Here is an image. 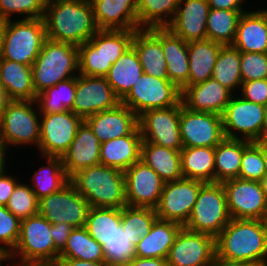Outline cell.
<instances>
[{"instance_id": "60d3db41", "label": "cell", "mask_w": 267, "mask_h": 266, "mask_svg": "<svg viewBox=\"0 0 267 266\" xmlns=\"http://www.w3.org/2000/svg\"><path fill=\"white\" fill-rule=\"evenodd\" d=\"M76 92V77L58 82L37 94L36 104L40 113L54 114L72 111Z\"/></svg>"}, {"instance_id": "5b68a950", "label": "cell", "mask_w": 267, "mask_h": 266, "mask_svg": "<svg viewBox=\"0 0 267 266\" xmlns=\"http://www.w3.org/2000/svg\"><path fill=\"white\" fill-rule=\"evenodd\" d=\"M40 115L35 100H12L9 103L1 117L2 140L9 151L10 148L23 150L28 146L38 150Z\"/></svg>"}, {"instance_id": "3957f363", "label": "cell", "mask_w": 267, "mask_h": 266, "mask_svg": "<svg viewBox=\"0 0 267 266\" xmlns=\"http://www.w3.org/2000/svg\"><path fill=\"white\" fill-rule=\"evenodd\" d=\"M70 182L91 207L123 208L127 205L124 172L102 164L82 169Z\"/></svg>"}, {"instance_id": "277c9868", "label": "cell", "mask_w": 267, "mask_h": 266, "mask_svg": "<svg viewBox=\"0 0 267 266\" xmlns=\"http://www.w3.org/2000/svg\"><path fill=\"white\" fill-rule=\"evenodd\" d=\"M32 74L36 94L58 82L77 77L78 46L47 38L32 65Z\"/></svg>"}, {"instance_id": "f5cc1de1", "label": "cell", "mask_w": 267, "mask_h": 266, "mask_svg": "<svg viewBox=\"0 0 267 266\" xmlns=\"http://www.w3.org/2000/svg\"><path fill=\"white\" fill-rule=\"evenodd\" d=\"M238 94L248 101L267 106V79L242 82Z\"/></svg>"}, {"instance_id": "7a4b0ae2", "label": "cell", "mask_w": 267, "mask_h": 266, "mask_svg": "<svg viewBox=\"0 0 267 266\" xmlns=\"http://www.w3.org/2000/svg\"><path fill=\"white\" fill-rule=\"evenodd\" d=\"M216 256L267 266L266 220L233 219L215 238Z\"/></svg>"}, {"instance_id": "f6af8a7d", "label": "cell", "mask_w": 267, "mask_h": 266, "mask_svg": "<svg viewBox=\"0 0 267 266\" xmlns=\"http://www.w3.org/2000/svg\"><path fill=\"white\" fill-rule=\"evenodd\" d=\"M25 180L17 183L6 205L9 212L20 220L38 214V199L28 184V179Z\"/></svg>"}, {"instance_id": "91938a15", "label": "cell", "mask_w": 267, "mask_h": 266, "mask_svg": "<svg viewBox=\"0 0 267 266\" xmlns=\"http://www.w3.org/2000/svg\"><path fill=\"white\" fill-rule=\"evenodd\" d=\"M210 266H259V265L247 262L229 261L215 255Z\"/></svg>"}, {"instance_id": "484cf974", "label": "cell", "mask_w": 267, "mask_h": 266, "mask_svg": "<svg viewBox=\"0 0 267 266\" xmlns=\"http://www.w3.org/2000/svg\"><path fill=\"white\" fill-rule=\"evenodd\" d=\"M249 7L239 18L232 45L240 52L267 53V19L259 8Z\"/></svg>"}, {"instance_id": "2644e50d", "label": "cell", "mask_w": 267, "mask_h": 266, "mask_svg": "<svg viewBox=\"0 0 267 266\" xmlns=\"http://www.w3.org/2000/svg\"><path fill=\"white\" fill-rule=\"evenodd\" d=\"M259 9L264 13V15L267 19V7L265 6V8L263 7L262 9L259 7Z\"/></svg>"}, {"instance_id": "52a82bcc", "label": "cell", "mask_w": 267, "mask_h": 266, "mask_svg": "<svg viewBox=\"0 0 267 266\" xmlns=\"http://www.w3.org/2000/svg\"><path fill=\"white\" fill-rule=\"evenodd\" d=\"M51 224L39 213L20 222V234L13 252L5 262H56Z\"/></svg>"}, {"instance_id": "7dc6e473", "label": "cell", "mask_w": 267, "mask_h": 266, "mask_svg": "<svg viewBox=\"0 0 267 266\" xmlns=\"http://www.w3.org/2000/svg\"><path fill=\"white\" fill-rule=\"evenodd\" d=\"M265 176V164L261 148L255 142L243 140V156L239 179L261 182Z\"/></svg>"}, {"instance_id": "e575fe53", "label": "cell", "mask_w": 267, "mask_h": 266, "mask_svg": "<svg viewBox=\"0 0 267 266\" xmlns=\"http://www.w3.org/2000/svg\"><path fill=\"white\" fill-rule=\"evenodd\" d=\"M180 155L183 178L214 182L215 147H183Z\"/></svg>"}, {"instance_id": "e0dca14e", "label": "cell", "mask_w": 267, "mask_h": 266, "mask_svg": "<svg viewBox=\"0 0 267 266\" xmlns=\"http://www.w3.org/2000/svg\"><path fill=\"white\" fill-rule=\"evenodd\" d=\"M121 100L105 77L78 74L72 111L85 120L96 113L117 107Z\"/></svg>"}, {"instance_id": "ffe728a7", "label": "cell", "mask_w": 267, "mask_h": 266, "mask_svg": "<svg viewBox=\"0 0 267 266\" xmlns=\"http://www.w3.org/2000/svg\"><path fill=\"white\" fill-rule=\"evenodd\" d=\"M180 90L181 102L187 109L220 116L234 95L228 88L212 78L199 84L183 86Z\"/></svg>"}, {"instance_id": "9f6ffc18", "label": "cell", "mask_w": 267, "mask_h": 266, "mask_svg": "<svg viewBox=\"0 0 267 266\" xmlns=\"http://www.w3.org/2000/svg\"><path fill=\"white\" fill-rule=\"evenodd\" d=\"M210 8L212 9H224L231 11H246L247 0H207ZM245 6V7H244Z\"/></svg>"}, {"instance_id": "db71d44e", "label": "cell", "mask_w": 267, "mask_h": 266, "mask_svg": "<svg viewBox=\"0 0 267 266\" xmlns=\"http://www.w3.org/2000/svg\"><path fill=\"white\" fill-rule=\"evenodd\" d=\"M8 169L0 175V205L6 206L17 183L21 180ZM11 173V174H10Z\"/></svg>"}, {"instance_id": "681fc988", "label": "cell", "mask_w": 267, "mask_h": 266, "mask_svg": "<svg viewBox=\"0 0 267 266\" xmlns=\"http://www.w3.org/2000/svg\"><path fill=\"white\" fill-rule=\"evenodd\" d=\"M21 220L0 205V256L5 260L14 250L20 234Z\"/></svg>"}, {"instance_id": "be15d7a7", "label": "cell", "mask_w": 267, "mask_h": 266, "mask_svg": "<svg viewBox=\"0 0 267 266\" xmlns=\"http://www.w3.org/2000/svg\"><path fill=\"white\" fill-rule=\"evenodd\" d=\"M4 264L5 266H58L56 262H5Z\"/></svg>"}, {"instance_id": "f546056e", "label": "cell", "mask_w": 267, "mask_h": 266, "mask_svg": "<svg viewBox=\"0 0 267 266\" xmlns=\"http://www.w3.org/2000/svg\"><path fill=\"white\" fill-rule=\"evenodd\" d=\"M222 46L209 39L188 42L189 80L184 86L199 84L212 77Z\"/></svg>"}, {"instance_id": "816d5d0a", "label": "cell", "mask_w": 267, "mask_h": 266, "mask_svg": "<svg viewBox=\"0 0 267 266\" xmlns=\"http://www.w3.org/2000/svg\"><path fill=\"white\" fill-rule=\"evenodd\" d=\"M242 82L267 79V53L241 52Z\"/></svg>"}, {"instance_id": "ee69618b", "label": "cell", "mask_w": 267, "mask_h": 266, "mask_svg": "<svg viewBox=\"0 0 267 266\" xmlns=\"http://www.w3.org/2000/svg\"><path fill=\"white\" fill-rule=\"evenodd\" d=\"M157 218L154 208L126 205L122 208V231L129 236L131 243L136 246L140 238L150 232Z\"/></svg>"}, {"instance_id": "4dcf8cb0", "label": "cell", "mask_w": 267, "mask_h": 266, "mask_svg": "<svg viewBox=\"0 0 267 266\" xmlns=\"http://www.w3.org/2000/svg\"><path fill=\"white\" fill-rule=\"evenodd\" d=\"M0 82L12 100H36L32 66L1 59Z\"/></svg>"}, {"instance_id": "d4e9b609", "label": "cell", "mask_w": 267, "mask_h": 266, "mask_svg": "<svg viewBox=\"0 0 267 266\" xmlns=\"http://www.w3.org/2000/svg\"><path fill=\"white\" fill-rule=\"evenodd\" d=\"M143 72L160 79H168L166 60L161 44V28L138 29L132 38Z\"/></svg>"}, {"instance_id": "d6a6232c", "label": "cell", "mask_w": 267, "mask_h": 266, "mask_svg": "<svg viewBox=\"0 0 267 266\" xmlns=\"http://www.w3.org/2000/svg\"><path fill=\"white\" fill-rule=\"evenodd\" d=\"M43 159L45 165H37L38 169L33 170L32 176H29L30 187L39 200L62 189L70 182L66 170L63 167L61 157L38 155Z\"/></svg>"}, {"instance_id": "83f0119b", "label": "cell", "mask_w": 267, "mask_h": 266, "mask_svg": "<svg viewBox=\"0 0 267 266\" xmlns=\"http://www.w3.org/2000/svg\"><path fill=\"white\" fill-rule=\"evenodd\" d=\"M182 227L179 223L157 218L150 232L136 244L134 257L166 259Z\"/></svg>"}, {"instance_id": "11a10c76", "label": "cell", "mask_w": 267, "mask_h": 266, "mask_svg": "<svg viewBox=\"0 0 267 266\" xmlns=\"http://www.w3.org/2000/svg\"><path fill=\"white\" fill-rule=\"evenodd\" d=\"M73 227L67 223L51 224V236L54 241V247L61 252L67 244L68 237Z\"/></svg>"}, {"instance_id": "cb8c5ba5", "label": "cell", "mask_w": 267, "mask_h": 266, "mask_svg": "<svg viewBox=\"0 0 267 266\" xmlns=\"http://www.w3.org/2000/svg\"><path fill=\"white\" fill-rule=\"evenodd\" d=\"M101 143L89 125L83 121L77 134L62 156L63 167L69 178L78 171L100 164Z\"/></svg>"}, {"instance_id": "7bdbcfd3", "label": "cell", "mask_w": 267, "mask_h": 266, "mask_svg": "<svg viewBox=\"0 0 267 266\" xmlns=\"http://www.w3.org/2000/svg\"><path fill=\"white\" fill-rule=\"evenodd\" d=\"M243 12L246 11L210 8L206 24V39L223 45H232L236 38L238 21Z\"/></svg>"}, {"instance_id": "44dd1931", "label": "cell", "mask_w": 267, "mask_h": 266, "mask_svg": "<svg viewBox=\"0 0 267 266\" xmlns=\"http://www.w3.org/2000/svg\"><path fill=\"white\" fill-rule=\"evenodd\" d=\"M209 11L207 0H182L172 22L166 28L187 43L204 40Z\"/></svg>"}, {"instance_id": "8c879c8a", "label": "cell", "mask_w": 267, "mask_h": 266, "mask_svg": "<svg viewBox=\"0 0 267 266\" xmlns=\"http://www.w3.org/2000/svg\"><path fill=\"white\" fill-rule=\"evenodd\" d=\"M5 260L0 256V266H5Z\"/></svg>"}, {"instance_id": "8992f818", "label": "cell", "mask_w": 267, "mask_h": 266, "mask_svg": "<svg viewBox=\"0 0 267 266\" xmlns=\"http://www.w3.org/2000/svg\"><path fill=\"white\" fill-rule=\"evenodd\" d=\"M224 188L221 183H205L197 196L184 228L216 238L230 222Z\"/></svg>"}, {"instance_id": "9a60e30c", "label": "cell", "mask_w": 267, "mask_h": 266, "mask_svg": "<svg viewBox=\"0 0 267 266\" xmlns=\"http://www.w3.org/2000/svg\"><path fill=\"white\" fill-rule=\"evenodd\" d=\"M204 184L200 180L188 178L165 182L159 203L155 208L157 217L184 226L191 215L200 188Z\"/></svg>"}, {"instance_id": "603a6c76", "label": "cell", "mask_w": 267, "mask_h": 266, "mask_svg": "<svg viewBox=\"0 0 267 266\" xmlns=\"http://www.w3.org/2000/svg\"><path fill=\"white\" fill-rule=\"evenodd\" d=\"M99 30H138L137 0H90Z\"/></svg>"}, {"instance_id": "680465c9", "label": "cell", "mask_w": 267, "mask_h": 266, "mask_svg": "<svg viewBox=\"0 0 267 266\" xmlns=\"http://www.w3.org/2000/svg\"><path fill=\"white\" fill-rule=\"evenodd\" d=\"M56 263L58 266H108L106 262H89L70 258H58Z\"/></svg>"}, {"instance_id": "a7ac6f4b", "label": "cell", "mask_w": 267, "mask_h": 266, "mask_svg": "<svg viewBox=\"0 0 267 266\" xmlns=\"http://www.w3.org/2000/svg\"><path fill=\"white\" fill-rule=\"evenodd\" d=\"M261 183H262V187H263V191H264L265 197L267 199V179H262Z\"/></svg>"}, {"instance_id": "f1b7e54d", "label": "cell", "mask_w": 267, "mask_h": 266, "mask_svg": "<svg viewBox=\"0 0 267 266\" xmlns=\"http://www.w3.org/2000/svg\"><path fill=\"white\" fill-rule=\"evenodd\" d=\"M161 44L168 79L181 89L189 80L188 43L165 27L161 28Z\"/></svg>"}, {"instance_id": "c3c4849f", "label": "cell", "mask_w": 267, "mask_h": 266, "mask_svg": "<svg viewBox=\"0 0 267 266\" xmlns=\"http://www.w3.org/2000/svg\"><path fill=\"white\" fill-rule=\"evenodd\" d=\"M103 248L108 266H125L134 257L135 246L129 240V236L122 231V226Z\"/></svg>"}, {"instance_id": "8d00e7d4", "label": "cell", "mask_w": 267, "mask_h": 266, "mask_svg": "<svg viewBox=\"0 0 267 266\" xmlns=\"http://www.w3.org/2000/svg\"><path fill=\"white\" fill-rule=\"evenodd\" d=\"M58 258L106 262L103 246L89 235L85 226L72 229L67 244Z\"/></svg>"}, {"instance_id": "7402d4cb", "label": "cell", "mask_w": 267, "mask_h": 266, "mask_svg": "<svg viewBox=\"0 0 267 266\" xmlns=\"http://www.w3.org/2000/svg\"><path fill=\"white\" fill-rule=\"evenodd\" d=\"M100 143L121 138L133 133L138 126V116L127 106L117 107L96 113L84 120Z\"/></svg>"}, {"instance_id": "9c48e42d", "label": "cell", "mask_w": 267, "mask_h": 266, "mask_svg": "<svg viewBox=\"0 0 267 266\" xmlns=\"http://www.w3.org/2000/svg\"><path fill=\"white\" fill-rule=\"evenodd\" d=\"M267 106L234 94L222 114L226 138L256 142L262 139Z\"/></svg>"}, {"instance_id": "94428289", "label": "cell", "mask_w": 267, "mask_h": 266, "mask_svg": "<svg viewBox=\"0 0 267 266\" xmlns=\"http://www.w3.org/2000/svg\"><path fill=\"white\" fill-rule=\"evenodd\" d=\"M10 153L11 152L6 148L4 144H0V175L4 173L8 167H12L8 165V159H11L8 157Z\"/></svg>"}, {"instance_id": "6f0895ef", "label": "cell", "mask_w": 267, "mask_h": 266, "mask_svg": "<svg viewBox=\"0 0 267 266\" xmlns=\"http://www.w3.org/2000/svg\"><path fill=\"white\" fill-rule=\"evenodd\" d=\"M125 266H169L166 259L133 257Z\"/></svg>"}, {"instance_id": "89a4df30", "label": "cell", "mask_w": 267, "mask_h": 266, "mask_svg": "<svg viewBox=\"0 0 267 266\" xmlns=\"http://www.w3.org/2000/svg\"><path fill=\"white\" fill-rule=\"evenodd\" d=\"M0 144H4L2 140V127H1V118H0Z\"/></svg>"}, {"instance_id": "d590c367", "label": "cell", "mask_w": 267, "mask_h": 266, "mask_svg": "<svg viewBox=\"0 0 267 266\" xmlns=\"http://www.w3.org/2000/svg\"><path fill=\"white\" fill-rule=\"evenodd\" d=\"M243 156V140L224 138L215 147L214 182L238 178Z\"/></svg>"}, {"instance_id": "003e7915", "label": "cell", "mask_w": 267, "mask_h": 266, "mask_svg": "<svg viewBox=\"0 0 267 266\" xmlns=\"http://www.w3.org/2000/svg\"><path fill=\"white\" fill-rule=\"evenodd\" d=\"M262 139L267 140V111H266L265 125H264L263 133H262Z\"/></svg>"}, {"instance_id": "6da1fadb", "label": "cell", "mask_w": 267, "mask_h": 266, "mask_svg": "<svg viewBox=\"0 0 267 266\" xmlns=\"http://www.w3.org/2000/svg\"><path fill=\"white\" fill-rule=\"evenodd\" d=\"M43 21L49 40L79 46L99 30L90 0H57L45 4Z\"/></svg>"}, {"instance_id": "b9f144b4", "label": "cell", "mask_w": 267, "mask_h": 266, "mask_svg": "<svg viewBox=\"0 0 267 266\" xmlns=\"http://www.w3.org/2000/svg\"><path fill=\"white\" fill-rule=\"evenodd\" d=\"M121 208L91 207L86 219L85 228L89 235L104 246L121 226Z\"/></svg>"}, {"instance_id": "836d02e7", "label": "cell", "mask_w": 267, "mask_h": 266, "mask_svg": "<svg viewBox=\"0 0 267 266\" xmlns=\"http://www.w3.org/2000/svg\"><path fill=\"white\" fill-rule=\"evenodd\" d=\"M143 73L137 52L131 46L112 64L105 78L116 96L122 100Z\"/></svg>"}, {"instance_id": "1f68e13d", "label": "cell", "mask_w": 267, "mask_h": 266, "mask_svg": "<svg viewBox=\"0 0 267 266\" xmlns=\"http://www.w3.org/2000/svg\"><path fill=\"white\" fill-rule=\"evenodd\" d=\"M140 160L153 169L164 182L183 178L178 150L142 141Z\"/></svg>"}, {"instance_id": "4316f807", "label": "cell", "mask_w": 267, "mask_h": 266, "mask_svg": "<svg viewBox=\"0 0 267 266\" xmlns=\"http://www.w3.org/2000/svg\"><path fill=\"white\" fill-rule=\"evenodd\" d=\"M142 136L139 127L131 134L100 146V164L125 171L140 160Z\"/></svg>"}, {"instance_id": "bcb514c9", "label": "cell", "mask_w": 267, "mask_h": 266, "mask_svg": "<svg viewBox=\"0 0 267 266\" xmlns=\"http://www.w3.org/2000/svg\"><path fill=\"white\" fill-rule=\"evenodd\" d=\"M44 10L42 0H0L1 21L43 18Z\"/></svg>"}, {"instance_id": "ab89813d", "label": "cell", "mask_w": 267, "mask_h": 266, "mask_svg": "<svg viewBox=\"0 0 267 266\" xmlns=\"http://www.w3.org/2000/svg\"><path fill=\"white\" fill-rule=\"evenodd\" d=\"M79 74L105 77L110 67H105L104 30H98L90 40L78 46Z\"/></svg>"}, {"instance_id": "e7e4bbea", "label": "cell", "mask_w": 267, "mask_h": 266, "mask_svg": "<svg viewBox=\"0 0 267 266\" xmlns=\"http://www.w3.org/2000/svg\"><path fill=\"white\" fill-rule=\"evenodd\" d=\"M255 143L261 148L265 164V176L263 179H267V140L261 139Z\"/></svg>"}, {"instance_id": "6125c7cd", "label": "cell", "mask_w": 267, "mask_h": 266, "mask_svg": "<svg viewBox=\"0 0 267 266\" xmlns=\"http://www.w3.org/2000/svg\"><path fill=\"white\" fill-rule=\"evenodd\" d=\"M11 101L12 99L9 97L6 89L0 82V118Z\"/></svg>"}, {"instance_id": "74e56055", "label": "cell", "mask_w": 267, "mask_h": 266, "mask_svg": "<svg viewBox=\"0 0 267 266\" xmlns=\"http://www.w3.org/2000/svg\"><path fill=\"white\" fill-rule=\"evenodd\" d=\"M182 0H137L138 29L165 28Z\"/></svg>"}, {"instance_id": "2e32d148", "label": "cell", "mask_w": 267, "mask_h": 266, "mask_svg": "<svg viewBox=\"0 0 267 266\" xmlns=\"http://www.w3.org/2000/svg\"><path fill=\"white\" fill-rule=\"evenodd\" d=\"M179 126L183 147H216L225 138L222 116L191 111L181 101Z\"/></svg>"}, {"instance_id": "f35d334b", "label": "cell", "mask_w": 267, "mask_h": 266, "mask_svg": "<svg viewBox=\"0 0 267 266\" xmlns=\"http://www.w3.org/2000/svg\"><path fill=\"white\" fill-rule=\"evenodd\" d=\"M241 52L233 45H223L213 68L212 79L228 88L233 94L242 85L240 72Z\"/></svg>"}, {"instance_id": "7c38bea8", "label": "cell", "mask_w": 267, "mask_h": 266, "mask_svg": "<svg viewBox=\"0 0 267 266\" xmlns=\"http://www.w3.org/2000/svg\"><path fill=\"white\" fill-rule=\"evenodd\" d=\"M84 120L73 111L40 115V139L37 155L61 157L68 151Z\"/></svg>"}, {"instance_id": "f907efd6", "label": "cell", "mask_w": 267, "mask_h": 266, "mask_svg": "<svg viewBox=\"0 0 267 266\" xmlns=\"http://www.w3.org/2000/svg\"><path fill=\"white\" fill-rule=\"evenodd\" d=\"M136 30H104L105 67H111L132 46Z\"/></svg>"}, {"instance_id": "ba28073f", "label": "cell", "mask_w": 267, "mask_h": 266, "mask_svg": "<svg viewBox=\"0 0 267 266\" xmlns=\"http://www.w3.org/2000/svg\"><path fill=\"white\" fill-rule=\"evenodd\" d=\"M46 39L43 18L5 21L2 59L32 66Z\"/></svg>"}, {"instance_id": "ac0fdd59", "label": "cell", "mask_w": 267, "mask_h": 266, "mask_svg": "<svg viewBox=\"0 0 267 266\" xmlns=\"http://www.w3.org/2000/svg\"><path fill=\"white\" fill-rule=\"evenodd\" d=\"M215 255L214 237L182 227L166 261L169 266H210Z\"/></svg>"}, {"instance_id": "03108f58", "label": "cell", "mask_w": 267, "mask_h": 266, "mask_svg": "<svg viewBox=\"0 0 267 266\" xmlns=\"http://www.w3.org/2000/svg\"><path fill=\"white\" fill-rule=\"evenodd\" d=\"M4 35H5V21L0 20V60L2 59V54H3Z\"/></svg>"}, {"instance_id": "5bb4252c", "label": "cell", "mask_w": 267, "mask_h": 266, "mask_svg": "<svg viewBox=\"0 0 267 266\" xmlns=\"http://www.w3.org/2000/svg\"><path fill=\"white\" fill-rule=\"evenodd\" d=\"M180 102L167 108L153 109L138 116L142 141L181 151Z\"/></svg>"}, {"instance_id": "8fae6325", "label": "cell", "mask_w": 267, "mask_h": 266, "mask_svg": "<svg viewBox=\"0 0 267 266\" xmlns=\"http://www.w3.org/2000/svg\"><path fill=\"white\" fill-rule=\"evenodd\" d=\"M91 206L69 182L59 191L38 200V213L50 224L67 223L83 227Z\"/></svg>"}, {"instance_id": "753ad0ef", "label": "cell", "mask_w": 267, "mask_h": 266, "mask_svg": "<svg viewBox=\"0 0 267 266\" xmlns=\"http://www.w3.org/2000/svg\"><path fill=\"white\" fill-rule=\"evenodd\" d=\"M45 4L53 2V1H57V0H42Z\"/></svg>"}, {"instance_id": "d6986e66", "label": "cell", "mask_w": 267, "mask_h": 266, "mask_svg": "<svg viewBox=\"0 0 267 266\" xmlns=\"http://www.w3.org/2000/svg\"><path fill=\"white\" fill-rule=\"evenodd\" d=\"M125 195L128 206L156 208L164 181L142 160L124 171Z\"/></svg>"}, {"instance_id": "30bf717a", "label": "cell", "mask_w": 267, "mask_h": 266, "mask_svg": "<svg viewBox=\"0 0 267 266\" xmlns=\"http://www.w3.org/2000/svg\"><path fill=\"white\" fill-rule=\"evenodd\" d=\"M180 101L181 90L169 79H160L143 73L121 100V104L139 116L148 110L173 107Z\"/></svg>"}, {"instance_id": "4fadbf2b", "label": "cell", "mask_w": 267, "mask_h": 266, "mask_svg": "<svg viewBox=\"0 0 267 266\" xmlns=\"http://www.w3.org/2000/svg\"><path fill=\"white\" fill-rule=\"evenodd\" d=\"M233 219L266 220L267 199L259 181L233 178L221 182Z\"/></svg>"}]
</instances>
